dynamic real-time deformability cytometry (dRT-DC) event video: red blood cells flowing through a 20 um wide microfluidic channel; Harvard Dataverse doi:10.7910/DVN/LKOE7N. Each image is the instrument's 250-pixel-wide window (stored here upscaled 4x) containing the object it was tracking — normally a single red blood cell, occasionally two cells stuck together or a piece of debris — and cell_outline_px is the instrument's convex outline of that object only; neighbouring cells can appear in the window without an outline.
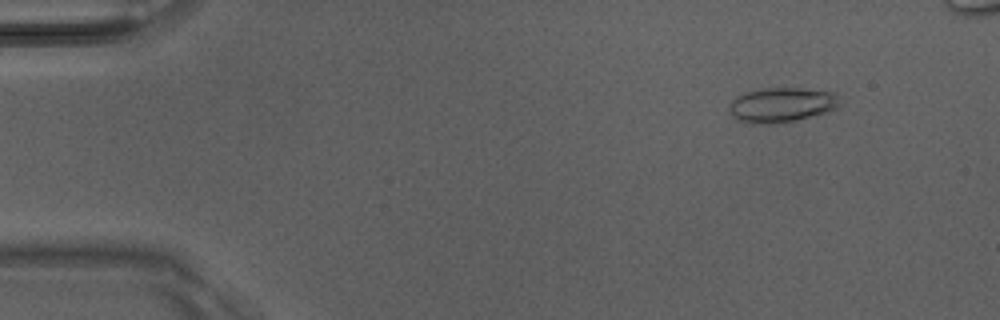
{"species": "Egyptian fruit bat (a non-hibernating species)", "species_latin": "Rousettus aegyptiacus", "temperature_condition": "room temperature", "stored_images_in_passage": 6, "camera_frame_rate_fps": 3000, "um_per_image_px": 0.085, "animal": {"sex": "male"}, "frame": {"image": 1, "passage_image": 2, "time_ms": 0.333, "image_size_px": [1000, 320], "cell_outline_px": [[840, 104], [836, 108], [828, 112], [784, 124], [752, 124], [736, 120], [728, 112], [728, 104], [736, 96], [744, 92], [760, 88], [800, 88], [836, 92]], "centroid_in_image_um": [66.4, 8.93], "position_along_channel_um": 18.6, "area_um2": 23.12}}